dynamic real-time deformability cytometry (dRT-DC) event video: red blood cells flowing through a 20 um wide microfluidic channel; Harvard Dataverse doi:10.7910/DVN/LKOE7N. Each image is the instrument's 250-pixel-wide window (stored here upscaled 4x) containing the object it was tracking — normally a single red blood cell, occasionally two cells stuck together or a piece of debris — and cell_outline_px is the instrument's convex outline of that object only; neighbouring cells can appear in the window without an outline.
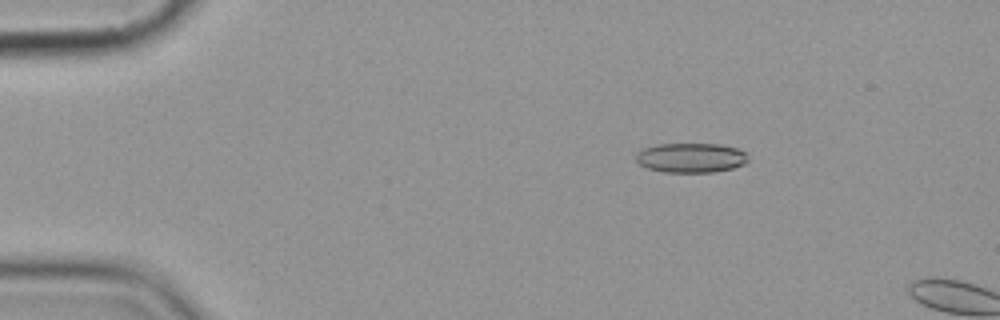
{"species": "common noctule bat (a hibernating species)", "species_latin": "Nyctalus noctula", "temperature_condition": "cold", "stored_images_in_passage": 4, "camera_frame_rate_fps": 3000, "um_per_image_px": 0.085, "animal": {"sex": "female", "body_mass_g": 19.9}, "frame": {"image": 1, "passage_image": 3, "time_ms": 2.333, "image_size_px": [1000, 320], "cell_outline_px": [[748, 160], [744, 164], [732, 168], [712, 172], [664, 172], [648, 168], [640, 164], [636, 160], [636, 152], [644, 148], [656, 144], [720, 144], [736, 148], [744, 152], [748, 156]], "centroid_in_image_um": [58.72, 13.4], "position_along_channel_um": 26.3, "area_um2": 19.31}}